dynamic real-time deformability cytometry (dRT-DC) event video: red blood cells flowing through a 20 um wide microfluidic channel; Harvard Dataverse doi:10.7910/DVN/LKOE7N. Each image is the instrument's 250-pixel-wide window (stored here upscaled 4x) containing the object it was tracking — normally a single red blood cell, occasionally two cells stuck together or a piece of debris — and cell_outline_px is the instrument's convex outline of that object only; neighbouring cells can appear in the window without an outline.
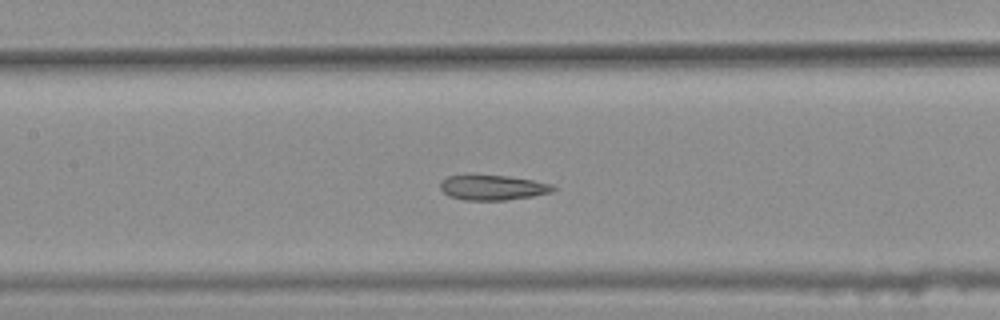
{"species": "common noctule bat (a hibernating species)", "species_latin": "Nyctalus noctula", "temperature_condition": "warm", "stored_images_in_passage": 46, "segment_of_instrument_passage": [2, 2], "camera_frame_rate_fps": 3000, "um_per_image_px": 0.085, "animal": {"sex": "female", "body_mass_g": 25.1}, "frame": {"image": 1, "passage_image": 25, "time_ms": 8.0, "image_size_px": [1000, 320], "cell_outline_px": [[556, 188], [552, 192], [532, 196], [504, 200], [464, 200], [448, 196], [440, 188], [440, 180], [448, 176], [508, 176], [532, 180], [552, 184]], "centroid_in_image_um": [41.87, 15.95], "position_along_channel_um": 165.5, "area_um2": 16.24}}
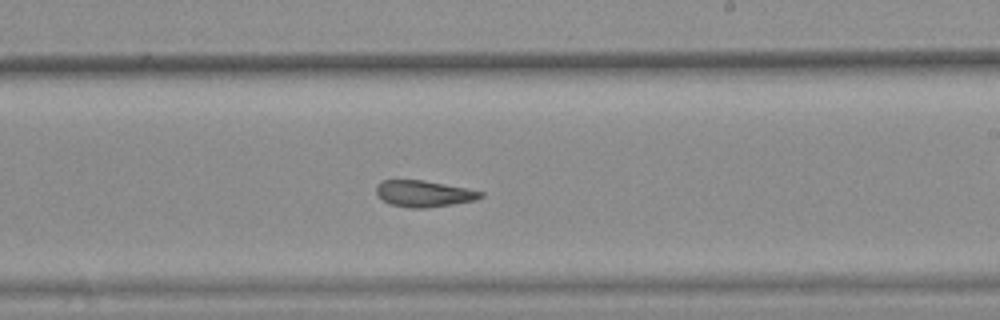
{"frame": {"image": 2, "passage_image": 32, "time_ms": 10.333, "image_size_px": [1000, 320], "cell_outline_px": [[484, 196], [476, 200], [452, 204], [424, 208], [408, 208], [392, 204], [384, 200], [376, 192], [376, 188], [380, 180], [424, 180], [484, 192]], "centroid_in_image_um": [36.03, 16.46], "position_along_channel_um": 253.0, "area_um2": 15.84}}
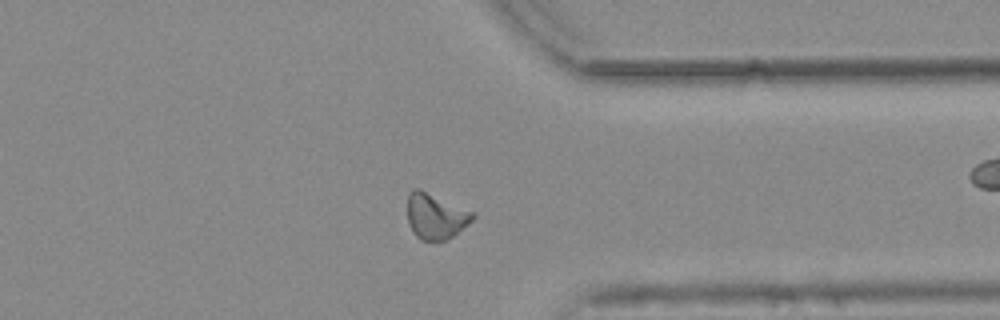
{"frame": {"image": 3, "passage_image": 42, "time_ms": 13.667, "image_size_px": [1000, 320], "cell_outline_px": [[476, 216], [468, 224], [452, 236], [444, 240], [420, 240], [416, 236], [408, 224], [408, 192], [416, 188], [420, 188], [476, 212]], "centroid_in_image_um": [37.04, 18.35], "position_along_channel_um": 374.4, "area_um2": 17.51}}